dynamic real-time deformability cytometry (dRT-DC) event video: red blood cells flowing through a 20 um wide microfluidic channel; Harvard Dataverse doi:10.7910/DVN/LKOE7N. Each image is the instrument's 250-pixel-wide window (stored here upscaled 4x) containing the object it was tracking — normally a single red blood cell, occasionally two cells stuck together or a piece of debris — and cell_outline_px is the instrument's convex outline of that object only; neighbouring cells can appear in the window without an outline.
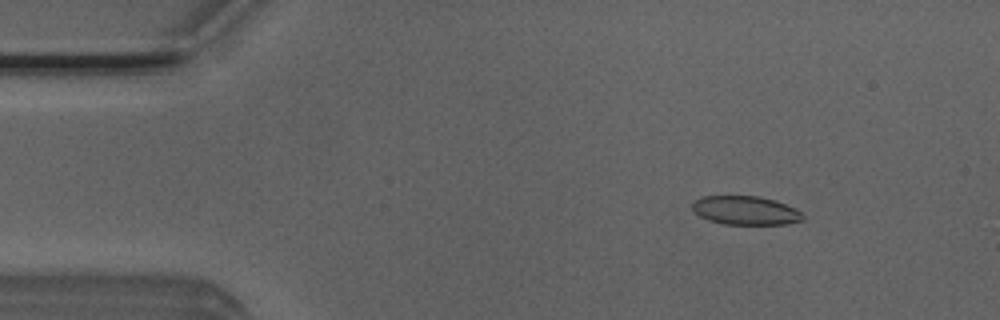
{"species": "Egyptian fruit bat (a non-hibernating species)", "species_latin": "Rousettus aegyptiacus", "temperature_condition": "room temperature", "stored_images_in_passage": 14, "camera_frame_rate_fps": 3000, "um_per_image_px": 0.085, "animal": {"sex": "male"}, "frame": {"image": 1, "passage_image": 6, "time_ms": 1.667, "image_size_px": [1000, 320], "cell_outline_px": [[804, 220], [788, 224], [724, 224], [708, 220], [700, 216], [692, 208], [692, 200], [704, 196], [760, 196], [784, 204], [800, 212], [804, 216]], "centroid_in_image_um": [63.34, 17.89], "position_along_channel_um": 21.7, "area_um2": 18.38}}